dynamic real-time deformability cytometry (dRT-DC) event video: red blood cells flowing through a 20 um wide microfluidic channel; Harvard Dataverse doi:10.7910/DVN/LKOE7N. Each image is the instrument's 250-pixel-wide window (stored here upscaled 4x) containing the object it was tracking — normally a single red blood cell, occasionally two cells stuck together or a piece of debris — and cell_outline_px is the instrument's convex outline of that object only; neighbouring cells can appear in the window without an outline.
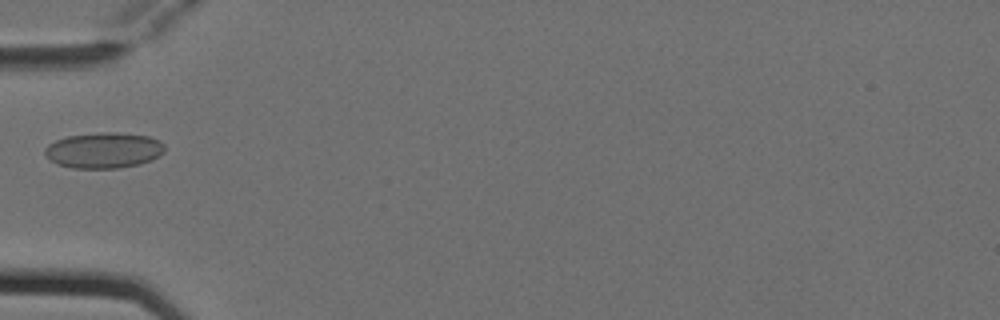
{"species": "Egyptian fruit bat (a non-hibernating species)", "species_latin": "Rousettus aegyptiacus", "temperature_condition": "cold", "stored_images_in_passage": 1, "camera_frame_rate_fps": 3000, "um_per_image_px": 0.085, "animal": {"sex": "female"}, "frame": {"image": 1, "passage_image": 1, "time_ms": 0.0, "image_size_px": [1000, 320], "cell_outline_px": [[164, 152], [152, 160], [140, 164], [116, 168], [72, 168], [56, 164], [44, 152], [44, 148], [48, 144], [56, 140], [68, 136], [100, 132], [116, 132], [148, 136], [160, 140], [164, 144]], "centroid_in_image_um": [8.83, 12.77], "position_along_channel_um": 76.2, "area_um2": 24.97}}